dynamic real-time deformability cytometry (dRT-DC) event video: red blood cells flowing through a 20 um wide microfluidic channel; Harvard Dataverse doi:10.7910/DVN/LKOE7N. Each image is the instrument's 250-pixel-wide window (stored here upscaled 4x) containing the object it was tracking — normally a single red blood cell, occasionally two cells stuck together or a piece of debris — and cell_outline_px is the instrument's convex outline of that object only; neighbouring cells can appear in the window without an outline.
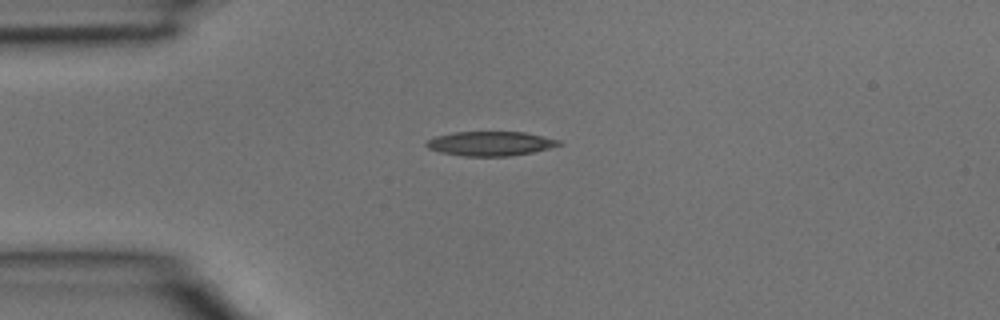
{"species": "common noctule bat (a hibernating species)", "species_latin": "Nyctalus noctula", "temperature_condition": "room temperature", "stored_images_in_passage": 2, "camera_frame_rate_fps": 3000, "um_per_image_px": 0.085, "animal": {"sex": "male", "body_mass_g": 15.6}, "frame": {"image": 1, "passage_image": 1, "time_ms": 0.0, "image_size_px": [1000, 320], "cell_outline_px": [[564, 144], [532, 152], [512, 156], [464, 156], [440, 152], [428, 148], [424, 144], [428, 140], [436, 136], [452, 132], [524, 132], [544, 136], [560, 140]], "centroid_in_image_um": [41.69, 12.2], "position_along_channel_um": 43.3, "area_um2": 18.84}}